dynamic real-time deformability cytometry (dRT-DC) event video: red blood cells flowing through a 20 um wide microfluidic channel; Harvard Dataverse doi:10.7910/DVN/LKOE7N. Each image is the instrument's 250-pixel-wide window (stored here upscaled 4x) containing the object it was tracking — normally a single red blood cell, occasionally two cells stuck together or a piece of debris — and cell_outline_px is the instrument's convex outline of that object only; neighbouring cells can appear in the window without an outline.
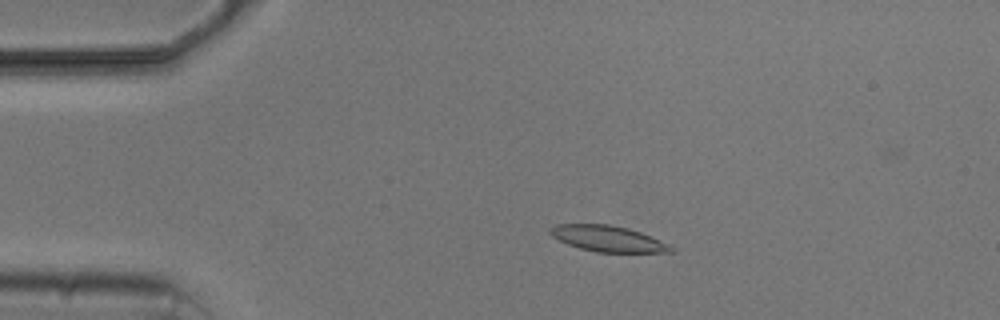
{"species": "common noctule bat (a hibernating species)", "species_latin": "Nyctalus noctula", "temperature_condition": "cold", "stored_images_in_passage": 5, "camera_frame_rate_fps": 3000, "um_per_image_px": 0.085, "animal": {"sex": "male", "body_mass_g": 20.5, "forearm_length_mm": 52.5}, "frame": {"image": 1, "passage_image": 4, "time_ms": 3.333, "image_size_px": [1000, 320], "cell_outline_px": [[676, 252], [596, 252], [580, 248], [568, 244], [552, 236], [548, 232], [548, 228], [556, 224], [608, 224], [628, 228], [640, 232], [668, 244]], "centroid_in_image_um": [51.63, 20.28], "position_along_channel_um": 33.4, "area_um2": 18.09}}